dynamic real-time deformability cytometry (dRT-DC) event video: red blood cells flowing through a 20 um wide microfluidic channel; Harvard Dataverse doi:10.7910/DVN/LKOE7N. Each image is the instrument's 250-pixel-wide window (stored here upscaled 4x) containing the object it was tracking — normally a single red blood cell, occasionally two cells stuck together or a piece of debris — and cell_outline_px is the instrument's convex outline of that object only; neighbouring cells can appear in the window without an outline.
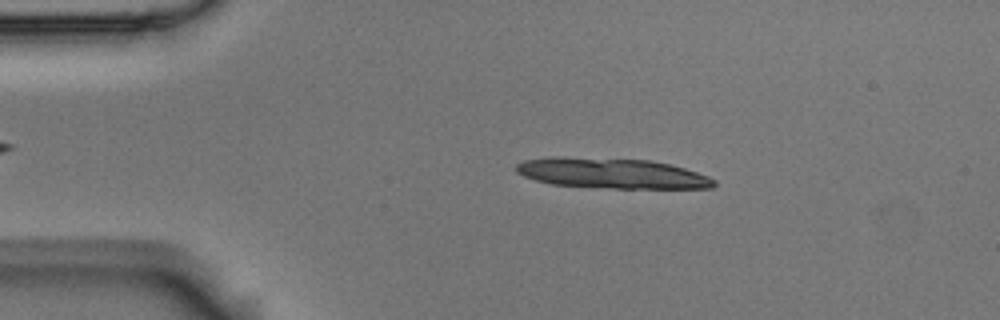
{"species": "Egyptian fruit bat (a non-hibernating species)", "species_latin": "Rousettus aegyptiacus", "temperature_condition": "room temperature", "stored_images_in_passage": 5, "camera_frame_rate_fps": 3000, "um_per_image_px": 0.085, "animal": {"sex": "male"}, "frame": {"image": 1, "passage_image": 2, "time_ms": 0.333, "image_size_px": [1000, 320], "cell_outline_px": [[716, 184], [712, 188], [612, 188], [552, 184], [536, 180], [524, 176], [516, 172], [516, 164], [524, 160], [552, 156], [556, 156], [652, 160], [684, 168], [708, 176], [716, 180]], "centroid_in_image_um": [51.99, 14.72], "position_along_channel_um": 33.0, "area_um2": 34.91}}
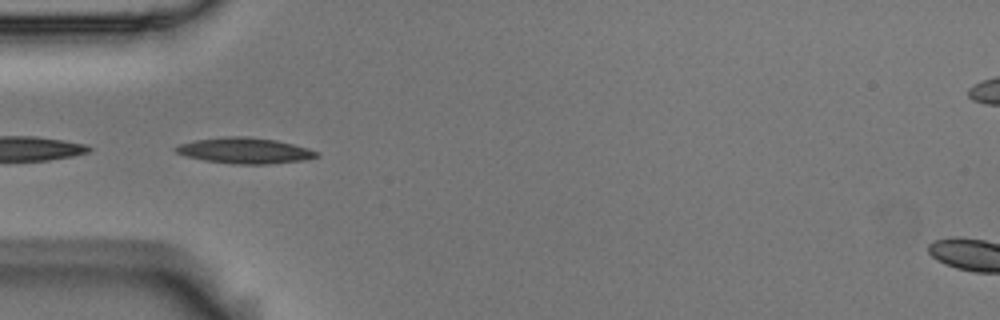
{"frame": {"image": 2, "passage_image": 4, "time_ms": 1.0, "image_size_px": [1000, 320], "cell_outline_px": [[320, 156], [304, 160], [268, 164], [232, 164], [204, 160], [188, 156], [176, 152], [172, 148], [176, 144], [196, 140], [224, 136], [244, 136], [276, 140], [308, 148], [316, 152]], "centroid_in_image_um": [20.76, 12.8], "position_along_channel_um": 64.2, "area_um2": 21.15}}
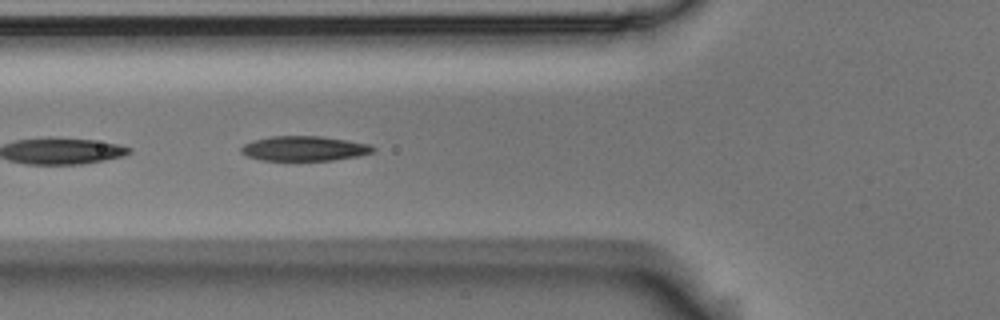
{"frame": {"image": 3, "passage_image": 5, "time_ms": 1.333, "image_size_px": [1000, 320], "cell_outline_px": [[376, 152], [360, 156], [332, 160], [260, 160], [248, 156], [240, 152], [240, 148], [244, 144], [252, 140], [272, 136], [320, 136], [348, 140], [372, 144], [376, 148]], "centroid_in_image_um": [25.92, 12.62], "position_along_channel_um": 99.9, "area_um2": 19.31}}